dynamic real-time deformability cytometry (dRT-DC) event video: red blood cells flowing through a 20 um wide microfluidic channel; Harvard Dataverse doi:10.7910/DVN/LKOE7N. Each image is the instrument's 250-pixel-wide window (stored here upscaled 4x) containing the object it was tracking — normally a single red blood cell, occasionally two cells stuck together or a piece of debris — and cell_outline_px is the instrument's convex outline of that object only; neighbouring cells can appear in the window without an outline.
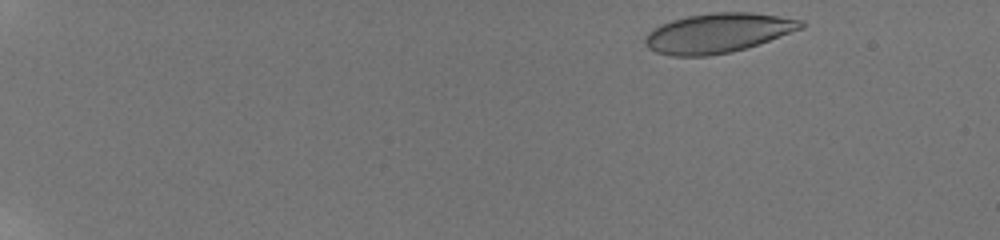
{"species": "human", "species_latin": "Homo sapiens", "temperature_condition": "room temperature", "stored_images_in_passage": 15, "camera_frame_rate_fps": 3000, "um_per_image_px": 0.085, "donor": {"sex": "male"}, "frame": {"image": 1, "passage_image": 1, "time_ms": 0.0, "image_size_px": [1000, 240], "cell_outline_px": [[804, 28], [732, 52], [708, 56], [672, 56], [656, 52], [648, 48], [644, 40], [648, 32], [652, 28], [660, 24], [672, 20], [688, 16], [712, 12], [752, 12], [804, 20]], "centroid_in_image_um": [61.0, 2.8], "position_along_channel_um": 24.0, "area_um2": 35.84}}
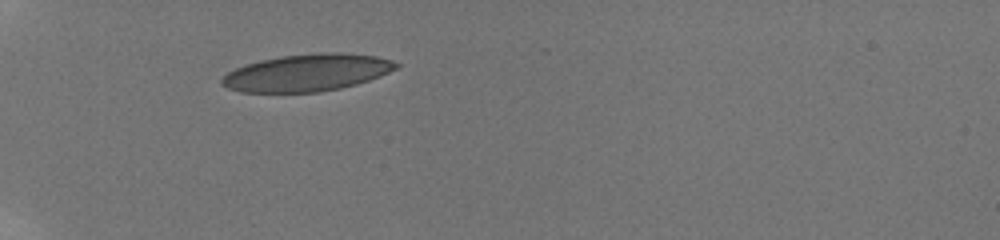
{"frame": {"image": 2, "passage_image": 10, "time_ms": 4.333, "image_size_px": [1000, 240], "cell_outline_px": [[400, 64], [396, 68], [380, 76], [356, 84], [340, 88], [320, 92], [240, 92], [228, 88], [220, 84], [220, 80], [228, 72], [236, 68], [260, 60], [280, 56], [320, 52], [340, 52], [376, 56], [392, 60]], "centroid_in_image_um": [26.09, 6.17], "position_along_channel_um": 58.9, "area_um2": 37.63}}
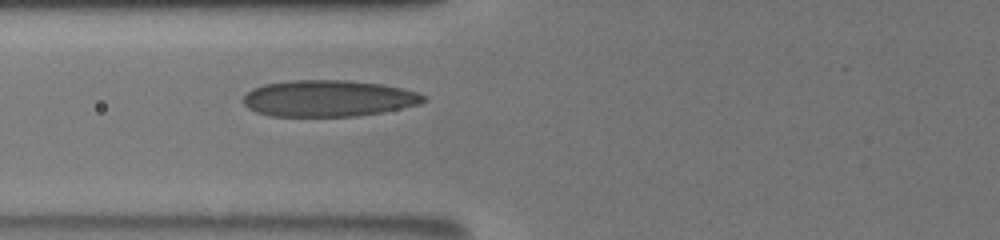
{"frame": {"image": 3, "passage_image": 15, "time_ms": 6.0, "image_size_px": [1000, 240], "cell_outline_px": [[428, 100], [420, 104], [384, 112], [356, 116], [268, 116], [256, 112], [248, 108], [244, 104], [244, 96], [252, 88], [264, 84], [288, 80], [348, 80], [380, 84], [420, 92]], "centroid_in_image_um": [27.92, 8.36], "position_along_channel_um": 97.9, "area_um2": 38.49}}